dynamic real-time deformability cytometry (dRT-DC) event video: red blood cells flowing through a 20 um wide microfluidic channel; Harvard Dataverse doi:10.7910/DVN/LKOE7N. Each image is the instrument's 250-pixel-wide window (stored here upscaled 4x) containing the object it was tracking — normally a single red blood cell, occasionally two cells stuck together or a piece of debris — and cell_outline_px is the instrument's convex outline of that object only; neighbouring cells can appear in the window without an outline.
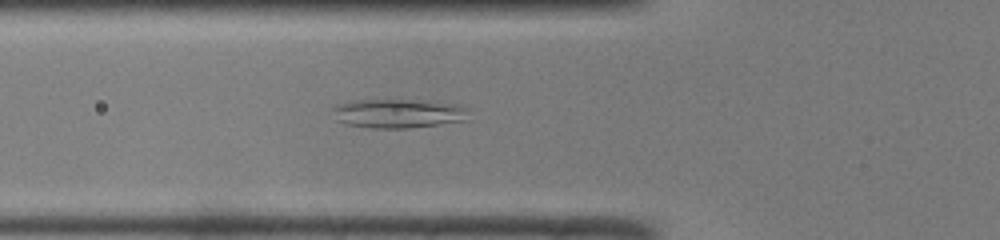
{"species": "common noctule bat (a hibernating species)", "species_latin": "Nyctalus noctula", "temperature_condition": "room temperature", "stored_images_in_passage": 50, "camera_frame_rate_fps": 3000, "um_per_image_px": 0.085, "animal": {"sex": "male", "body_mass_g": 19.0, "forearm_length_mm": 50.8}, "frame": {"image": 1, "passage_image": 18, "time_ms": 5.667, "image_size_px": [1000, 240], "cell_outline_px": [[468, 120], [408, 128], [372, 128], [344, 124], [336, 120], [332, 108], [336, 104], [352, 100], [432, 100], [464, 104], [468, 108]], "centroid_in_image_um": [33.9, 9.62], "position_along_channel_um": 91.9, "area_um2": 23.58}}
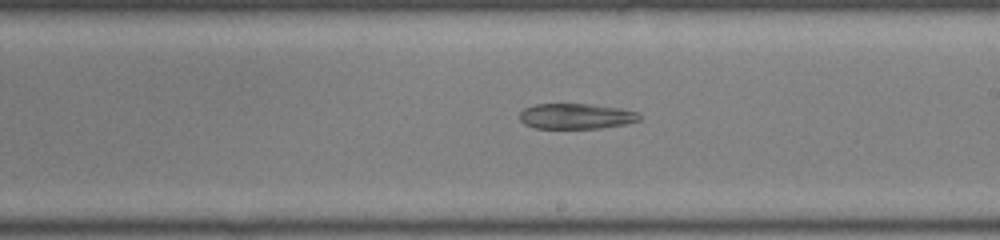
{"frame": {"image": 2, "passage_image": 29, "time_ms": 9.333, "image_size_px": [1000, 240], "cell_outline_px": [[640, 120], [624, 124], [600, 128], [536, 128], [524, 124], [520, 120], [520, 112], [524, 108], [536, 104], [588, 104], [620, 108], [636, 112], [640, 116]], "centroid_in_image_um": [48.94, 9.88], "position_along_channel_um": 240.1, "area_um2": 17.63}}
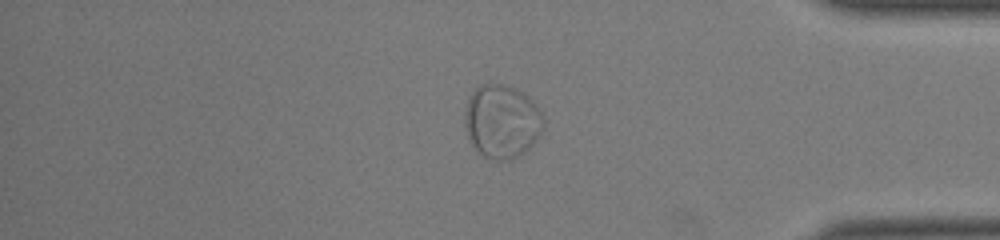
{"frame": {"image": 3, "passage_image": 42, "time_ms": 13.667, "image_size_px": [1000, 240], "cell_outline_px": [[544, 124], [536, 140], [524, 152], [508, 160], [492, 160], [484, 156], [472, 144], [468, 136], [464, 124], [464, 112], [468, 96], [480, 84], [504, 84], [516, 88], [528, 96], [532, 100], [540, 112], [544, 120]], "centroid_in_image_um": [42.63, 10.29], "position_along_channel_um": 392.6, "area_um2": 33.64}}